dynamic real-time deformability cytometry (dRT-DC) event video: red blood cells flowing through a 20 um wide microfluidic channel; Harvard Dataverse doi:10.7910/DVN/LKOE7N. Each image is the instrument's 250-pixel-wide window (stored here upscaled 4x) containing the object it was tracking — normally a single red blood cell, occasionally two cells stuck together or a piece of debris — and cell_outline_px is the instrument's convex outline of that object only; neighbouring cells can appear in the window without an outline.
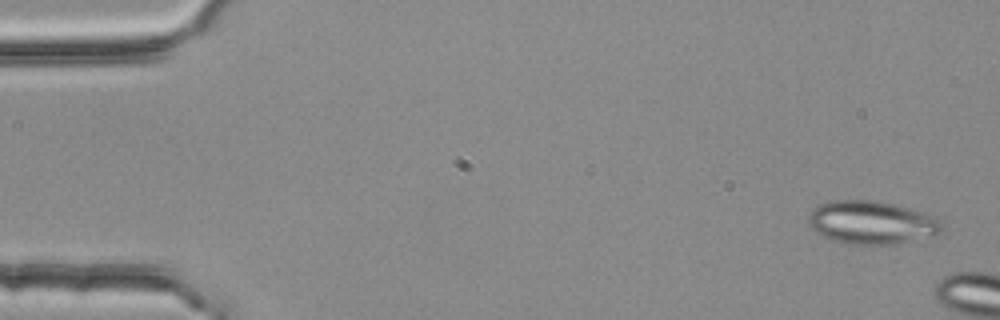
{"species": "common noctule bat (a hibernating species)", "species_latin": "Nyctalus noctula", "temperature_condition": "room temperature", "stored_images_in_passage": 3, "camera_frame_rate_fps": 3000, "um_per_image_px": 0.085, "animal": {"sex": "female", "body_mass_g": 25.1}, "frame": {"image": 1, "passage_image": 1, "time_ms": 0.0, "image_size_px": [1000, 320], "cell_outline_px": [[940, 232], [936, 236], [892, 244], [848, 244], [832, 240], [816, 232], [808, 224], [808, 216], [820, 204], [828, 200], [872, 200], [892, 204], [924, 212], [936, 216], [940, 220]], "centroid_in_image_um": [74.09, 18.91], "position_along_channel_um": 10.9, "area_um2": 33.47}}